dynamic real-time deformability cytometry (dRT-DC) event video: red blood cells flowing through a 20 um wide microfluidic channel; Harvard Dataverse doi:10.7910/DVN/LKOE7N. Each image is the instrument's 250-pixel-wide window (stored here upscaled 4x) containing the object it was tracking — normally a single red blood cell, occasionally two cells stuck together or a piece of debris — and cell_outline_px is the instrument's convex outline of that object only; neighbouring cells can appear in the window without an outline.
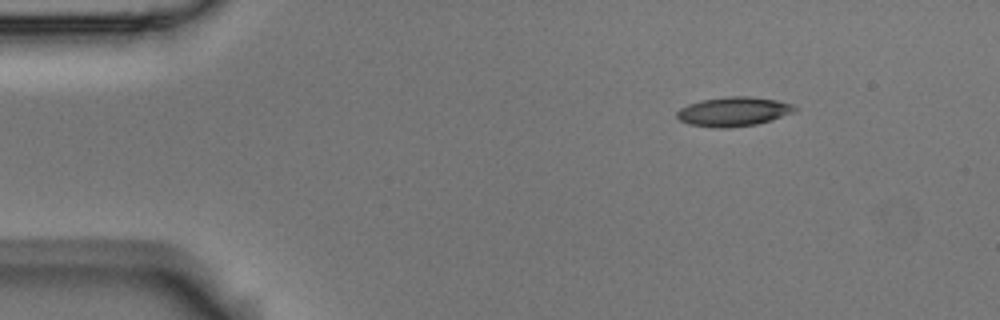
{"species": "Egyptian fruit bat (a non-hibernating species)", "species_latin": "Rousettus aegyptiacus", "temperature_condition": "room temperature", "stored_images_in_passage": 6, "segment_of_instrument_passage": [2, 2], "camera_frame_rate_fps": 3000, "um_per_image_px": 0.085, "animal": {"sex": "male"}, "frame": {"image": 1, "passage_image": 6, "time_ms": 1.667, "image_size_px": [1000, 320], "cell_outline_px": [[796, 108], [792, 112], [772, 120], [756, 124], [724, 128], [716, 128], [688, 124], [680, 120], [676, 116], [676, 112], [680, 108], [688, 104], [700, 100], [728, 96], [748, 96], [776, 100], [792, 104]], "centroid_in_image_um": [62.3, 9.48], "position_along_channel_um": 22.7, "area_um2": 20.0}}